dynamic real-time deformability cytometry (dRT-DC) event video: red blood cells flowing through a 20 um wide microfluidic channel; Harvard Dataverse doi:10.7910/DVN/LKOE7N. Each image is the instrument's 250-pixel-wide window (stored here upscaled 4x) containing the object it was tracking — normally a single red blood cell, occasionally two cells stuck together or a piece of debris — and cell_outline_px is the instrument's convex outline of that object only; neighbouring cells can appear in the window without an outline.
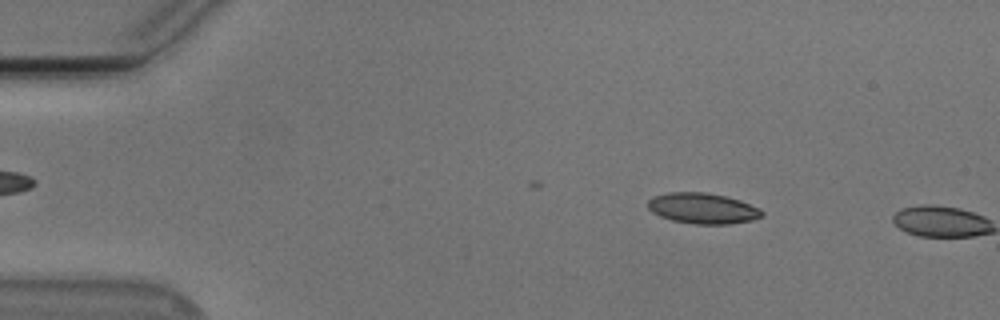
{"species": "Egyptian fruit bat (a non-hibernating species)", "species_latin": "Rousettus aegyptiacus", "temperature_condition": "cold", "stored_images_in_passage": 8, "camera_frame_rate_fps": 3000, "um_per_image_px": 0.085, "animal": {"sex": "male"}, "frame": {"image": 1, "passage_image": 7, "time_ms": 2.0, "image_size_px": [1000, 320], "cell_outline_px": [[764, 216], [752, 220], [728, 224], [696, 224], [672, 220], [660, 216], [652, 212], [648, 208], [648, 200], [652, 196], [668, 192], [708, 192], [740, 200], [760, 208], [764, 212]], "centroid_in_image_um": [59.73, 17.7], "position_along_channel_um": 25.3, "area_um2": 20.52}}